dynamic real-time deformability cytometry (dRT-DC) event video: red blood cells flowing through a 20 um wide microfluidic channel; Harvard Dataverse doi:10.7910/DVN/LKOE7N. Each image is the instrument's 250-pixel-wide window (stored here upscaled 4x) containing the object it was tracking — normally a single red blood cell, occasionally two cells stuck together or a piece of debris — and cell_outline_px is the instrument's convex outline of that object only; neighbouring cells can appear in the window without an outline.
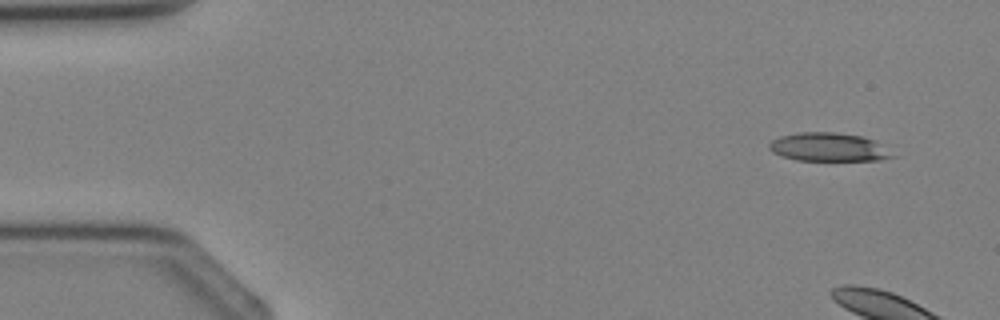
{"species": "Egyptian fruit bat (a non-hibernating species)", "species_latin": "Rousettus aegyptiacus", "temperature_condition": "cold", "stored_images_in_passage": 5, "camera_frame_rate_fps": 3000, "um_per_image_px": 0.085, "animal": {"sex": "female"}, "frame": {"image": 1, "passage_image": 1, "time_ms": 0.0, "image_size_px": [1000, 320], "cell_outline_px": [[900, 156], [880, 160], [796, 160], [772, 152], [768, 148], [768, 144], [772, 140], [780, 136], [800, 132], [836, 132], [864, 136], [876, 140]], "centroid_in_image_um": [70.52, 12.5], "position_along_channel_um": 14.5, "area_um2": 20.81}}